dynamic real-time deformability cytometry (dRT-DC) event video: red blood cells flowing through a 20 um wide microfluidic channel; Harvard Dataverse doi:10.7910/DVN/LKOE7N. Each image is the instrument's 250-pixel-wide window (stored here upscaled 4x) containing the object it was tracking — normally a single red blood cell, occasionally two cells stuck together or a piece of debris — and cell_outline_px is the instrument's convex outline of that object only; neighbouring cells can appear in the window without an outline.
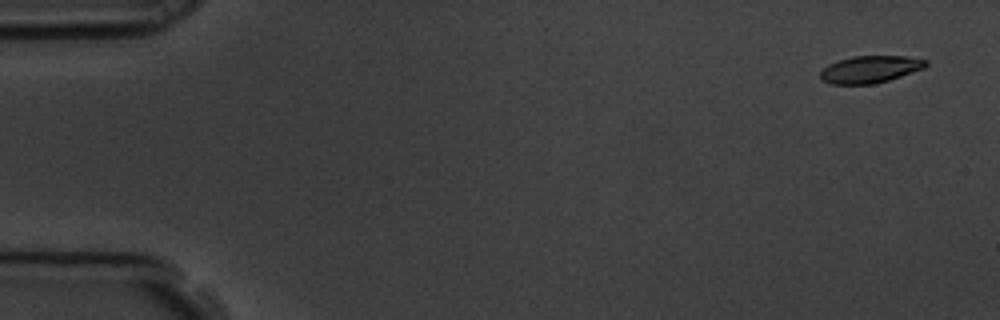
{"species": "common noctule bat (a hibernating species)", "species_latin": "Nyctalus noctula", "temperature_condition": "room temperature", "stored_images_in_passage": 5, "camera_frame_rate_fps": 3000, "um_per_image_px": 0.085, "animal": {"sex": "male", "body_mass_g": 19.5, "forearm_length_mm": 54.6}, "frame": {"image": 1, "passage_image": 1, "time_ms": 0.0, "image_size_px": [1000, 320], "cell_outline_px": [[928, 64], [924, 68], [888, 80], [872, 84], [832, 84], [820, 80], [820, 72], [828, 64], [836, 60], [852, 56], [904, 56], [928, 60]], "centroid_in_image_um": [73.93, 5.88], "position_along_channel_um": 11.1, "area_um2": 16.7}}
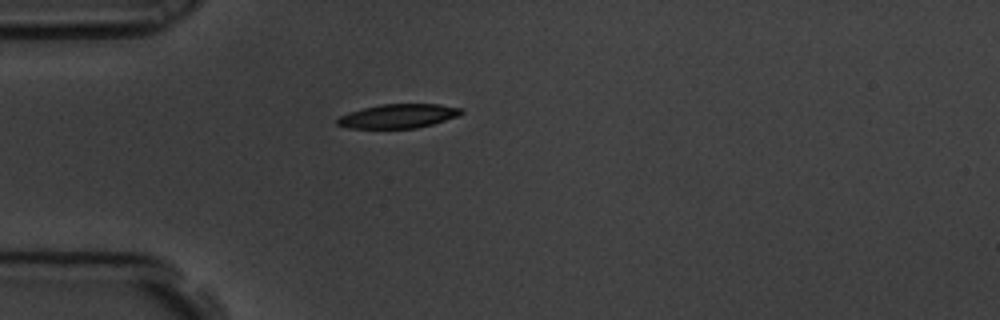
{"frame": {"image": 2, "passage_image": 5, "time_ms": 1.333, "image_size_px": [1000, 320], "cell_outline_px": [[464, 112], [460, 116], [432, 124], [416, 128], [348, 128], [336, 124], [336, 120], [340, 116], [348, 112], [380, 104], [440, 104], [464, 108]], "centroid_in_image_um": [33.89, 9.86], "position_along_channel_um": 51.1, "area_um2": 17.51}}